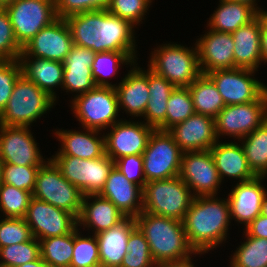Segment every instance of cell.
Wrapping results in <instances>:
<instances>
[{
	"label": "cell",
	"mask_w": 267,
	"mask_h": 267,
	"mask_svg": "<svg viewBox=\"0 0 267 267\" xmlns=\"http://www.w3.org/2000/svg\"><path fill=\"white\" fill-rule=\"evenodd\" d=\"M65 21L73 45L86 47L94 53L137 52L134 36L136 26L110 14L106 9L75 14L65 18Z\"/></svg>",
	"instance_id": "cell-1"
},
{
	"label": "cell",
	"mask_w": 267,
	"mask_h": 267,
	"mask_svg": "<svg viewBox=\"0 0 267 267\" xmlns=\"http://www.w3.org/2000/svg\"><path fill=\"white\" fill-rule=\"evenodd\" d=\"M230 221L228 198L196 196L183 220L190 246L204 254L216 249L227 240Z\"/></svg>",
	"instance_id": "cell-2"
},
{
	"label": "cell",
	"mask_w": 267,
	"mask_h": 267,
	"mask_svg": "<svg viewBox=\"0 0 267 267\" xmlns=\"http://www.w3.org/2000/svg\"><path fill=\"white\" fill-rule=\"evenodd\" d=\"M134 219L149 244L156 264L184 259L191 254H203L195 252L190 246L183 221L143 211Z\"/></svg>",
	"instance_id": "cell-3"
},
{
	"label": "cell",
	"mask_w": 267,
	"mask_h": 267,
	"mask_svg": "<svg viewBox=\"0 0 267 267\" xmlns=\"http://www.w3.org/2000/svg\"><path fill=\"white\" fill-rule=\"evenodd\" d=\"M56 101L22 75L16 81L10 99L0 114V125L31 128V124L51 110Z\"/></svg>",
	"instance_id": "cell-4"
},
{
	"label": "cell",
	"mask_w": 267,
	"mask_h": 267,
	"mask_svg": "<svg viewBox=\"0 0 267 267\" xmlns=\"http://www.w3.org/2000/svg\"><path fill=\"white\" fill-rule=\"evenodd\" d=\"M194 45L195 48L176 43L160 45L152 52L147 66L175 87H189L202 74Z\"/></svg>",
	"instance_id": "cell-5"
},
{
	"label": "cell",
	"mask_w": 267,
	"mask_h": 267,
	"mask_svg": "<svg viewBox=\"0 0 267 267\" xmlns=\"http://www.w3.org/2000/svg\"><path fill=\"white\" fill-rule=\"evenodd\" d=\"M195 196L179 177L147 182L143 188V212L183 221Z\"/></svg>",
	"instance_id": "cell-6"
},
{
	"label": "cell",
	"mask_w": 267,
	"mask_h": 267,
	"mask_svg": "<svg viewBox=\"0 0 267 267\" xmlns=\"http://www.w3.org/2000/svg\"><path fill=\"white\" fill-rule=\"evenodd\" d=\"M71 103L73 114L84 129L102 131L122 120L117 118L120 110L115 87L96 86L75 96Z\"/></svg>",
	"instance_id": "cell-7"
},
{
	"label": "cell",
	"mask_w": 267,
	"mask_h": 267,
	"mask_svg": "<svg viewBox=\"0 0 267 267\" xmlns=\"http://www.w3.org/2000/svg\"><path fill=\"white\" fill-rule=\"evenodd\" d=\"M47 160L36 174L32 197L63 209L78 218L84 194L63 177L50 158Z\"/></svg>",
	"instance_id": "cell-8"
},
{
	"label": "cell",
	"mask_w": 267,
	"mask_h": 267,
	"mask_svg": "<svg viewBox=\"0 0 267 267\" xmlns=\"http://www.w3.org/2000/svg\"><path fill=\"white\" fill-rule=\"evenodd\" d=\"M63 177L82 191L84 195L99 194L110 172L115 167L108 155L96 159L75 156H51Z\"/></svg>",
	"instance_id": "cell-9"
},
{
	"label": "cell",
	"mask_w": 267,
	"mask_h": 267,
	"mask_svg": "<svg viewBox=\"0 0 267 267\" xmlns=\"http://www.w3.org/2000/svg\"><path fill=\"white\" fill-rule=\"evenodd\" d=\"M182 154L183 151L168 131L155 129L142 154L146 183L179 176Z\"/></svg>",
	"instance_id": "cell-10"
},
{
	"label": "cell",
	"mask_w": 267,
	"mask_h": 267,
	"mask_svg": "<svg viewBox=\"0 0 267 267\" xmlns=\"http://www.w3.org/2000/svg\"><path fill=\"white\" fill-rule=\"evenodd\" d=\"M267 120V90L250 103L226 105L215 118V134L230 136L238 141Z\"/></svg>",
	"instance_id": "cell-11"
},
{
	"label": "cell",
	"mask_w": 267,
	"mask_h": 267,
	"mask_svg": "<svg viewBox=\"0 0 267 267\" xmlns=\"http://www.w3.org/2000/svg\"><path fill=\"white\" fill-rule=\"evenodd\" d=\"M4 8L21 47L58 18L53 0H15Z\"/></svg>",
	"instance_id": "cell-12"
},
{
	"label": "cell",
	"mask_w": 267,
	"mask_h": 267,
	"mask_svg": "<svg viewBox=\"0 0 267 267\" xmlns=\"http://www.w3.org/2000/svg\"><path fill=\"white\" fill-rule=\"evenodd\" d=\"M254 73L251 69L232 68L214 70L207 75L217 86L225 105H235L253 102L267 90V85L255 79Z\"/></svg>",
	"instance_id": "cell-13"
},
{
	"label": "cell",
	"mask_w": 267,
	"mask_h": 267,
	"mask_svg": "<svg viewBox=\"0 0 267 267\" xmlns=\"http://www.w3.org/2000/svg\"><path fill=\"white\" fill-rule=\"evenodd\" d=\"M179 177L193 195H217L222 181L210 150L183 152Z\"/></svg>",
	"instance_id": "cell-14"
},
{
	"label": "cell",
	"mask_w": 267,
	"mask_h": 267,
	"mask_svg": "<svg viewBox=\"0 0 267 267\" xmlns=\"http://www.w3.org/2000/svg\"><path fill=\"white\" fill-rule=\"evenodd\" d=\"M24 219L38 240L69 234L77 227L73 214L34 197Z\"/></svg>",
	"instance_id": "cell-15"
},
{
	"label": "cell",
	"mask_w": 267,
	"mask_h": 267,
	"mask_svg": "<svg viewBox=\"0 0 267 267\" xmlns=\"http://www.w3.org/2000/svg\"><path fill=\"white\" fill-rule=\"evenodd\" d=\"M28 126L0 125V159L18 166H42L46 161Z\"/></svg>",
	"instance_id": "cell-16"
},
{
	"label": "cell",
	"mask_w": 267,
	"mask_h": 267,
	"mask_svg": "<svg viewBox=\"0 0 267 267\" xmlns=\"http://www.w3.org/2000/svg\"><path fill=\"white\" fill-rule=\"evenodd\" d=\"M154 130L144 121L122 119L104 133L105 154L113 161L127 155H142Z\"/></svg>",
	"instance_id": "cell-17"
},
{
	"label": "cell",
	"mask_w": 267,
	"mask_h": 267,
	"mask_svg": "<svg viewBox=\"0 0 267 267\" xmlns=\"http://www.w3.org/2000/svg\"><path fill=\"white\" fill-rule=\"evenodd\" d=\"M72 46L73 40L65 19L57 18L22 47L20 56L63 62Z\"/></svg>",
	"instance_id": "cell-18"
},
{
	"label": "cell",
	"mask_w": 267,
	"mask_h": 267,
	"mask_svg": "<svg viewBox=\"0 0 267 267\" xmlns=\"http://www.w3.org/2000/svg\"><path fill=\"white\" fill-rule=\"evenodd\" d=\"M201 36L195 44L202 74L234 68V40L231 33L208 29Z\"/></svg>",
	"instance_id": "cell-19"
},
{
	"label": "cell",
	"mask_w": 267,
	"mask_h": 267,
	"mask_svg": "<svg viewBox=\"0 0 267 267\" xmlns=\"http://www.w3.org/2000/svg\"><path fill=\"white\" fill-rule=\"evenodd\" d=\"M168 132L183 152L210 150L218 141L215 119L198 113L175 124Z\"/></svg>",
	"instance_id": "cell-20"
},
{
	"label": "cell",
	"mask_w": 267,
	"mask_h": 267,
	"mask_svg": "<svg viewBox=\"0 0 267 267\" xmlns=\"http://www.w3.org/2000/svg\"><path fill=\"white\" fill-rule=\"evenodd\" d=\"M264 176L238 182L228 194L230 218L246 227L261 214V207L267 190L262 184Z\"/></svg>",
	"instance_id": "cell-21"
},
{
	"label": "cell",
	"mask_w": 267,
	"mask_h": 267,
	"mask_svg": "<svg viewBox=\"0 0 267 267\" xmlns=\"http://www.w3.org/2000/svg\"><path fill=\"white\" fill-rule=\"evenodd\" d=\"M134 63L129 72L121 78L120 83L113 84L118 98L119 110L122 109L131 117H143L149 101L148 69L142 70Z\"/></svg>",
	"instance_id": "cell-22"
},
{
	"label": "cell",
	"mask_w": 267,
	"mask_h": 267,
	"mask_svg": "<svg viewBox=\"0 0 267 267\" xmlns=\"http://www.w3.org/2000/svg\"><path fill=\"white\" fill-rule=\"evenodd\" d=\"M94 55L91 49L73 45L62 62L64 66L62 88L66 92H75L74 97L96 87L91 68Z\"/></svg>",
	"instance_id": "cell-23"
},
{
	"label": "cell",
	"mask_w": 267,
	"mask_h": 267,
	"mask_svg": "<svg viewBox=\"0 0 267 267\" xmlns=\"http://www.w3.org/2000/svg\"><path fill=\"white\" fill-rule=\"evenodd\" d=\"M99 195L110 200L127 217L135 218L142 212L143 188L128 181L115 167Z\"/></svg>",
	"instance_id": "cell-24"
},
{
	"label": "cell",
	"mask_w": 267,
	"mask_h": 267,
	"mask_svg": "<svg viewBox=\"0 0 267 267\" xmlns=\"http://www.w3.org/2000/svg\"><path fill=\"white\" fill-rule=\"evenodd\" d=\"M93 199V201H92ZM92 201V202H90ZM127 218L110 200L99 194L84 195L77 226L94 229V235L117 226Z\"/></svg>",
	"instance_id": "cell-25"
},
{
	"label": "cell",
	"mask_w": 267,
	"mask_h": 267,
	"mask_svg": "<svg viewBox=\"0 0 267 267\" xmlns=\"http://www.w3.org/2000/svg\"><path fill=\"white\" fill-rule=\"evenodd\" d=\"M83 131L57 129L55 131V136L61 142V147L53 156H75L87 160L104 156V133L102 137H100L101 131L99 130L83 128Z\"/></svg>",
	"instance_id": "cell-26"
},
{
	"label": "cell",
	"mask_w": 267,
	"mask_h": 267,
	"mask_svg": "<svg viewBox=\"0 0 267 267\" xmlns=\"http://www.w3.org/2000/svg\"><path fill=\"white\" fill-rule=\"evenodd\" d=\"M136 227L133 217H127L115 227L97 233L101 267H120L128 252L127 242L130 232Z\"/></svg>",
	"instance_id": "cell-27"
},
{
	"label": "cell",
	"mask_w": 267,
	"mask_h": 267,
	"mask_svg": "<svg viewBox=\"0 0 267 267\" xmlns=\"http://www.w3.org/2000/svg\"><path fill=\"white\" fill-rule=\"evenodd\" d=\"M210 152L221 181L224 180L225 176L236 179L238 182L248 181L256 177L248 165L242 144L238 145L232 141L225 143L218 140Z\"/></svg>",
	"instance_id": "cell-28"
},
{
	"label": "cell",
	"mask_w": 267,
	"mask_h": 267,
	"mask_svg": "<svg viewBox=\"0 0 267 267\" xmlns=\"http://www.w3.org/2000/svg\"><path fill=\"white\" fill-rule=\"evenodd\" d=\"M234 40V68L258 71L262 63L260 14L251 22L231 33Z\"/></svg>",
	"instance_id": "cell-29"
},
{
	"label": "cell",
	"mask_w": 267,
	"mask_h": 267,
	"mask_svg": "<svg viewBox=\"0 0 267 267\" xmlns=\"http://www.w3.org/2000/svg\"><path fill=\"white\" fill-rule=\"evenodd\" d=\"M22 75L29 81L34 82L44 92L56 100L55 88H62L64 66L62 62L20 56Z\"/></svg>",
	"instance_id": "cell-30"
},
{
	"label": "cell",
	"mask_w": 267,
	"mask_h": 267,
	"mask_svg": "<svg viewBox=\"0 0 267 267\" xmlns=\"http://www.w3.org/2000/svg\"><path fill=\"white\" fill-rule=\"evenodd\" d=\"M175 86L148 68L149 101L143 118L147 125L166 131L167 102Z\"/></svg>",
	"instance_id": "cell-31"
},
{
	"label": "cell",
	"mask_w": 267,
	"mask_h": 267,
	"mask_svg": "<svg viewBox=\"0 0 267 267\" xmlns=\"http://www.w3.org/2000/svg\"><path fill=\"white\" fill-rule=\"evenodd\" d=\"M219 6L208 21L213 31L233 33L239 27L254 20L259 13L247 4L231 0H219Z\"/></svg>",
	"instance_id": "cell-32"
},
{
	"label": "cell",
	"mask_w": 267,
	"mask_h": 267,
	"mask_svg": "<svg viewBox=\"0 0 267 267\" xmlns=\"http://www.w3.org/2000/svg\"><path fill=\"white\" fill-rule=\"evenodd\" d=\"M195 113L216 118L218 113L226 106L217 86L207 74H201L188 87Z\"/></svg>",
	"instance_id": "cell-33"
},
{
	"label": "cell",
	"mask_w": 267,
	"mask_h": 267,
	"mask_svg": "<svg viewBox=\"0 0 267 267\" xmlns=\"http://www.w3.org/2000/svg\"><path fill=\"white\" fill-rule=\"evenodd\" d=\"M137 58L136 52H113L106 51L95 53L92 63V75L96 86L114 87L112 82L109 83L107 77L118 74L120 65H134Z\"/></svg>",
	"instance_id": "cell-34"
},
{
	"label": "cell",
	"mask_w": 267,
	"mask_h": 267,
	"mask_svg": "<svg viewBox=\"0 0 267 267\" xmlns=\"http://www.w3.org/2000/svg\"><path fill=\"white\" fill-rule=\"evenodd\" d=\"M240 141L252 172L267 176V120Z\"/></svg>",
	"instance_id": "cell-35"
},
{
	"label": "cell",
	"mask_w": 267,
	"mask_h": 267,
	"mask_svg": "<svg viewBox=\"0 0 267 267\" xmlns=\"http://www.w3.org/2000/svg\"><path fill=\"white\" fill-rule=\"evenodd\" d=\"M39 241L41 258L50 267H70L73 255V231Z\"/></svg>",
	"instance_id": "cell-36"
},
{
	"label": "cell",
	"mask_w": 267,
	"mask_h": 267,
	"mask_svg": "<svg viewBox=\"0 0 267 267\" xmlns=\"http://www.w3.org/2000/svg\"><path fill=\"white\" fill-rule=\"evenodd\" d=\"M244 235L246 241L232 253L230 267H267V239Z\"/></svg>",
	"instance_id": "cell-37"
},
{
	"label": "cell",
	"mask_w": 267,
	"mask_h": 267,
	"mask_svg": "<svg viewBox=\"0 0 267 267\" xmlns=\"http://www.w3.org/2000/svg\"><path fill=\"white\" fill-rule=\"evenodd\" d=\"M78 226L73 230V255L70 267H101L96 236H83ZM82 235V236H81Z\"/></svg>",
	"instance_id": "cell-38"
},
{
	"label": "cell",
	"mask_w": 267,
	"mask_h": 267,
	"mask_svg": "<svg viewBox=\"0 0 267 267\" xmlns=\"http://www.w3.org/2000/svg\"><path fill=\"white\" fill-rule=\"evenodd\" d=\"M32 193L12 185H0V211L5 218H24Z\"/></svg>",
	"instance_id": "cell-39"
},
{
	"label": "cell",
	"mask_w": 267,
	"mask_h": 267,
	"mask_svg": "<svg viewBox=\"0 0 267 267\" xmlns=\"http://www.w3.org/2000/svg\"><path fill=\"white\" fill-rule=\"evenodd\" d=\"M127 250L120 267H156L149 244L137 226L130 232Z\"/></svg>",
	"instance_id": "cell-40"
},
{
	"label": "cell",
	"mask_w": 267,
	"mask_h": 267,
	"mask_svg": "<svg viewBox=\"0 0 267 267\" xmlns=\"http://www.w3.org/2000/svg\"><path fill=\"white\" fill-rule=\"evenodd\" d=\"M195 113L188 87H175L171 92L166 110V131Z\"/></svg>",
	"instance_id": "cell-41"
},
{
	"label": "cell",
	"mask_w": 267,
	"mask_h": 267,
	"mask_svg": "<svg viewBox=\"0 0 267 267\" xmlns=\"http://www.w3.org/2000/svg\"><path fill=\"white\" fill-rule=\"evenodd\" d=\"M40 257V241L33 237L27 242L1 247L0 267H16Z\"/></svg>",
	"instance_id": "cell-42"
},
{
	"label": "cell",
	"mask_w": 267,
	"mask_h": 267,
	"mask_svg": "<svg viewBox=\"0 0 267 267\" xmlns=\"http://www.w3.org/2000/svg\"><path fill=\"white\" fill-rule=\"evenodd\" d=\"M41 166H18L3 163L2 183L33 193L36 174Z\"/></svg>",
	"instance_id": "cell-43"
},
{
	"label": "cell",
	"mask_w": 267,
	"mask_h": 267,
	"mask_svg": "<svg viewBox=\"0 0 267 267\" xmlns=\"http://www.w3.org/2000/svg\"><path fill=\"white\" fill-rule=\"evenodd\" d=\"M151 3L152 0H110L106 10L136 26L144 20Z\"/></svg>",
	"instance_id": "cell-44"
},
{
	"label": "cell",
	"mask_w": 267,
	"mask_h": 267,
	"mask_svg": "<svg viewBox=\"0 0 267 267\" xmlns=\"http://www.w3.org/2000/svg\"><path fill=\"white\" fill-rule=\"evenodd\" d=\"M33 238L31 229L24 218L0 220V248L27 242Z\"/></svg>",
	"instance_id": "cell-45"
},
{
	"label": "cell",
	"mask_w": 267,
	"mask_h": 267,
	"mask_svg": "<svg viewBox=\"0 0 267 267\" xmlns=\"http://www.w3.org/2000/svg\"><path fill=\"white\" fill-rule=\"evenodd\" d=\"M21 52L8 12L0 7V60H18Z\"/></svg>",
	"instance_id": "cell-46"
},
{
	"label": "cell",
	"mask_w": 267,
	"mask_h": 267,
	"mask_svg": "<svg viewBox=\"0 0 267 267\" xmlns=\"http://www.w3.org/2000/svg\"><path fill=\"white\" fill-rule=\"evenodd\" d=\"M21 76L19 60H0V114L10 99L16 81Z\"/></svg>",
	"instance_id": "cell-47"
},
{
	"label": "cell",
	"mask_w": 267,
	"mask_h": 267,
	"mask_svg": "<svg viewBox=\"0 0 267 267\" xmlns=\"http://www.w3.org/2000/svg\"><path fill=\"white\" fill-rule=\"evenodd\" d=\"M115 168L119 170L128 179V181L144 188L146 181L142 155L123 156L115 160Z\"/></svg>",
	"instance_id": "cell-48"
},
{
	"label": "cell",
	"mask_w": 267,
	"mask_h": 267,
	"mask_svg": "<svg viewBox=\"0 0 267 267\" xmlns=\"http://www.w3.org/2000/svg\"><path fill=\"white\" fill-rule=\"evenodd\" d=\"M55 11L58 18H67L69 16L84 12L95 11L87 0H55Z\"/></svg>",
	"instance_id": "cell-49"
},
{
	"label": "cell",
	"mask_w": 267,
	"mask_h": 267,
	"mask_svg": "<svg viewBox=\"0 0 267 267\" xmlns=\"http://www.w3.org/2000/svg\"><path fill=\"white\" fill-rule=\"evenodd\" d=\"M244 231L248 236L267 239V217L260 214Z\"/></svg>",
	"instance_id": "cell-50"
},
{
	"label": "cell",
	"mask_w": 267,
	"mask_h": 267,
	"mask_svg": "<svg viewBox=\"0 0 267 267\" xmlns=\"http://www.w3.org/2000/svg\"><path fill=\"white\" fill-rule=\"evenodd\" d=\"M260 44L262 62H267V21L260 15Z\"/></svg>",
	"instance_id": "cell-51"
},
{
	"label": "cell",
	"mask_w": 267,
	"mask_h": 267,
	"mask_svg": "<svg viewBox=\"0 0 267 267\" xmlns=\"http://www.w3.org/2000/svg\"><path fill=\"white\" fill-rule=\"evenodd\" d=\"M192 256H189L180 260L165 261L158 263L156 267H195L191 260Z\"/></svg>",
	"instance_id": "cell-52"
},
{
	"label": "cell",
	"mask_w": 267,
	"mask_h": 267,
	"mask_svg": "<svg viewBox=\"0 0 267 267\" xmlns=\"http://www.w3.org/2000/svg\"><path fill=\"white\" fill-rule=\"evenodd\" d=\"M87 2L94 10H104L107 9L110 0H87Z\"/></svg>",
	"instance_id": "cell-53"
},
{
	"label": "cell",
	"mask_w": 267,
	"mask_h": 267,
	"mask_svg": "<svg viewBox=\"0 0 267 267\" xmlns=\"http://www.w3.org/2000/svg\"><path fill=\"white\" fill-rule=\"evenodd\" d=\"M16 267H50L41 257L34 261Z\"/></svg>",
	"instance_id": "cell-54"
},
{
	"label": "cell",
	"mask_w": 267,
	"mask_h": 267,
	"mask_svg": "<svg viewBox=\"0 0 267 267\" xmlns=\"http://www.w3.org/2000/svg\"><path fill=\"white\" fill-rule=\"evenodd\" d=\"M231 1H237L239 3H243V4H247L249 6H252L259 14L261 12V8H259V6L257 7V0H231Z\"/></svg>",
	"instance_id": "cell-55"
},
{
	"label": "cell",
	"mask_w": 267,
	"mask_h": 267,
	"mask_svg": "<svg viewBox=\"0 0 267 267\" xmlns=\"http://www.w3.org/2000/svg\"><path fill=\"white\" fill-rule=\"evenodd\" d=\"M261 214L267 217V193L263 199V203L261 207Z\"/></svg>",
	"instance_id": "cell-56"
},
{
	"label": "cell",
	"mask_w": 267,
	"mask_h": 267,
	"mask_svg": "<svg viewBox=\"0 0 267 267\" xmlns=\"http://www.w3.org/2000/svg\"><path fill=\"white\" fill-rule=\"evenodd\" d=\"M15 0H0V7L4 8L6 5L12 3Z\"/></svg>",
	"instance_id": "cell-57"
},
{
	"label": "cell",
	"mask_w": 267,
	"mask_h": 267,
	"mask_svg": "<svg viewBox=\"0 0 267 267\" xmlns=\"http://www.w3.org/2000/svg\"><path fill=\"white\" fill-rule=\"evenodd\" d=\"M2 167H3V162L2 160L0 159V185L2 183Z\"/></svg>",
	"instance_id": "cell-58"
},
{
	"label": "cell",
	"mask_w": 267,
	"mask_h": 267,
	"mask_svg": "<svg viewBox=\"0 0 267 267\" xmlns=\"http://www.w3.org/2000/svg\"><path fill=\"white\" fill-rule=\"evenodd\" d=\"M260 15L267 21V11L261 10Z\"/></svg>",
	"instance_id": "cell-59"
}]
</instances>
